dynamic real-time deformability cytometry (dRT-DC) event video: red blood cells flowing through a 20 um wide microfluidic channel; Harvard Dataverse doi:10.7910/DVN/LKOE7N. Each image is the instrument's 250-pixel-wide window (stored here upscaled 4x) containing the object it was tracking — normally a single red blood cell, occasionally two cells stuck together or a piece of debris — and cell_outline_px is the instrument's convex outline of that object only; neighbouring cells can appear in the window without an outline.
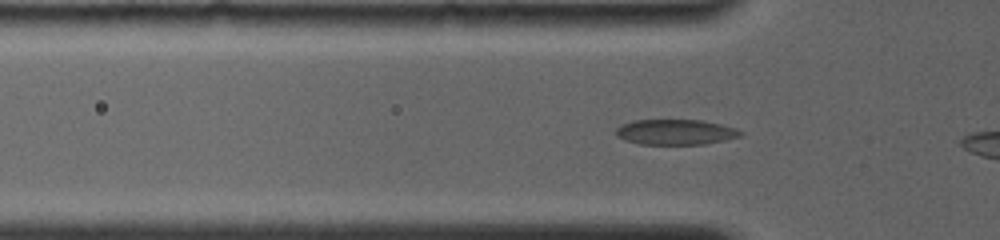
{"species": "common noctule bat (a hibernating species)", "species_latin": "Nyctalus noctula", "temperature_condition": "room temperature", "stored_images_in_passage": 8, "camera_frame_rate_fps": 4000, "um_per_image_px": 0.085, "animal": {"sex": "female", "body_mass_g": 19.0, "forearm_length_mm": 56.7}, "frame": {"image": 1, "passage_image": 6, "time_ms": 2.0, "image_size_px": [1000, 240], "cell_outline_px": [[744, 132], [740, 136], [724, 140], [704, 144], [640, 144], [624, 140], [616, 136], [616, 128], [632, 120], [700, 120], [720, 124], [736, 128]], "centroid_in_image_um": [57.41, 11.22], "position_along_channel_um": 68.4, "area_um2": 18.32}}